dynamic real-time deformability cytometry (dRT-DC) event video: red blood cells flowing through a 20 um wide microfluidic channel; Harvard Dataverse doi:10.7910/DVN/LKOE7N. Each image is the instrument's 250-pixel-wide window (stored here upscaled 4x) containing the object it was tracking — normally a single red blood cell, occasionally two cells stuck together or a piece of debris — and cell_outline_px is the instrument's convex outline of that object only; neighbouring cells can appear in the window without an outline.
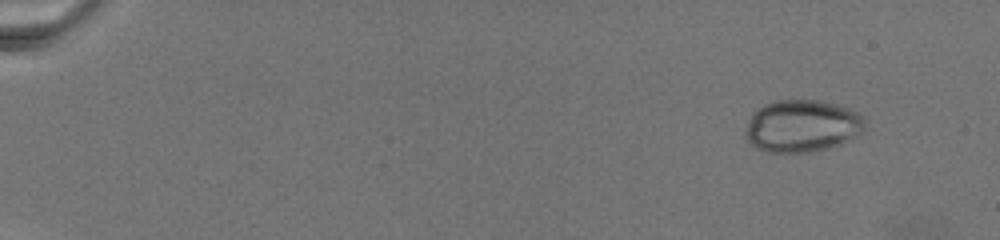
{"species": "common noctule bat (a hibernating species)", "species_latin": "Nyctalus noctula", "temperature_condition": "warm", "stored_images_in_passage": 24, "camera_frame_rate_fps": 3000, "um_per_image_px": 0.085, "animal": {"sex": "female", "body_mass_g": 19.5, "forearm_length_mm": 54.1}, "frame": {"image": 1, "passage_image": 15, "time_ms": 2.333, "image_size_px": [1000, 240], "cell_outline_px": [[864, 128], [856, 136], [840, 144], [828, 148], [808, 152], [768, 152], [756, 148], [744, 136], [744, 128], [752, 112], [764, 104], [776, 100], [816, 100], [832, 104], [856, 112], [864, 116]], "centroid_in_image_um": [68.11, 10.71], "position_along_channel_um": 16.9, "area_um2": 36.24}}